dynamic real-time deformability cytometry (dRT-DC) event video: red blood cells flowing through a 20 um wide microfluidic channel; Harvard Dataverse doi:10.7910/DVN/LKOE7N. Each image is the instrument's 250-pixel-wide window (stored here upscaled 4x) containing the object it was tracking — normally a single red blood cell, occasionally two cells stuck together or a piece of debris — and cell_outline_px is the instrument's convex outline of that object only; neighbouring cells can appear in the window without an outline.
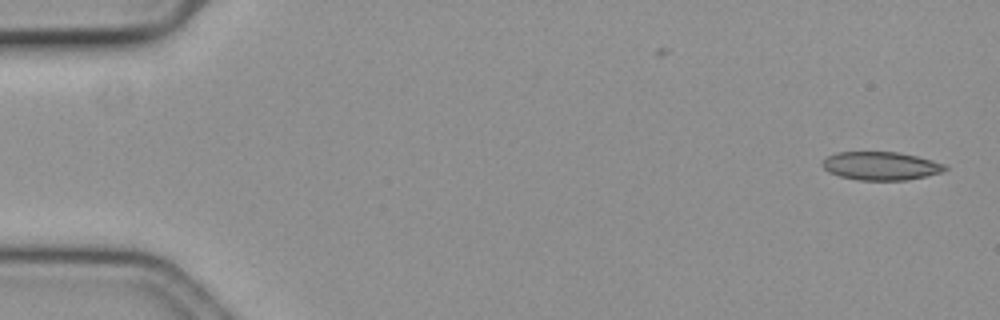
{"species": "common noctule bat (a hibernating species)", "species_latin": "Nyctalus noctula", "temperature_condition": "cold", "stored_images_in_passage": 10, "camera_frame_rate_fps": 3000, "um_per_image_px": 0.085, "animal": {"sex": "female", "body_mass_g": 19.3, "forearm_length_mm": 54.1}, "frame": {"image": 1, "passage_image": 1, "time_ms": 0.0, "image_size_px": [1000, 320], "cell_outline_px": [[948, 168], [940, 172], [924, 176], [904, 180], [860, 180], [840, 176], [824, 168], [824, 160], [828, 156], [840, 152], [896, 152], [916, 156], [932, 160], [944, 164]], "centroid_in_image_um": [74.89, 14.1], "position_along_channel_um": 10.1, "area_um2": 19.71}}